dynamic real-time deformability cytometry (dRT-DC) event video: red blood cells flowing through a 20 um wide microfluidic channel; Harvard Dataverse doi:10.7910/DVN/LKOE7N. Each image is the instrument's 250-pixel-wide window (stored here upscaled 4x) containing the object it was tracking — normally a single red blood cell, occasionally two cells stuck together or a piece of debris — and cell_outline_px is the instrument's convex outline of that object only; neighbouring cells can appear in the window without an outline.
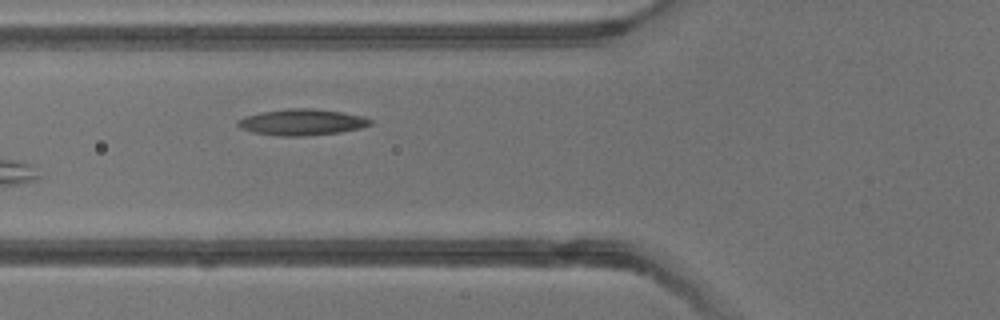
{"species": "common noctule bat (a hibernating species)", "species_latin": "Nyctalus noctula", "temperature_condition": "warm", "stored_images_in_passage": 4, "camera_frame_rate_fps": 3000, "um_per_image_px": 0.085, "animal": {"sex": "male", "body_mass_g": 13.3}, "frame": {"image": 1, "passage_image": 4, "time_ms": 3.333, "image_size_px": [1000, 320], "cell_outline_px": [[372, 124], [360, 128], [340, 132], [304, 136], [280, 136], [252, 132], [240, 128], [236, 124], [236, 120], [244, 116], [260, 112], [288, 108], [312, 108], [340, 112], [364, 116], [372, 120]], "centroid_in_image_um": [25.62, 10.38], "position_along_channel_um": 100.2, "area_um2": 20.35}}